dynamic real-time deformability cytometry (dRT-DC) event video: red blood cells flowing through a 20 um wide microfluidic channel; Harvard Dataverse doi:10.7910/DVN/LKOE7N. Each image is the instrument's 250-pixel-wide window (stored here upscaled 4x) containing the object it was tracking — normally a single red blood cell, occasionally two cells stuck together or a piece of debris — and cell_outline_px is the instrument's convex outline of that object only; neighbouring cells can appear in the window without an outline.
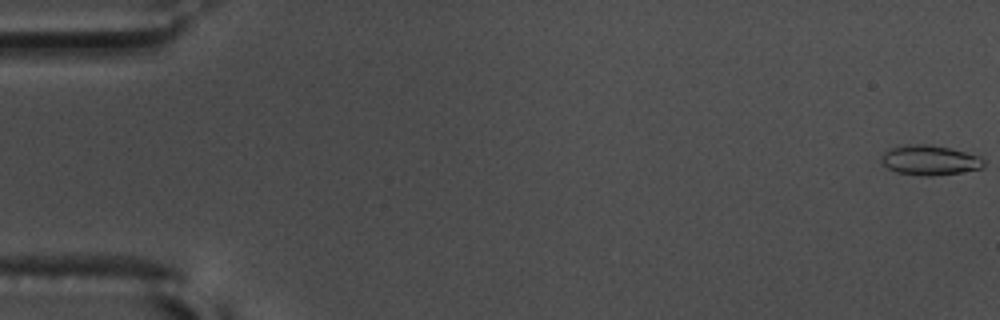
{"species": "common noctule bat (a hibernating species)", "species_latin": "Nyctalus noctula", "temperature_condition": "warm", "stored_images_in_passage": 58, "camera_frame_rate_fps": 3000, "um_per_image_px": 0.085, "animal": {"sex": "male", "body_mass_g": 17.5, "forearm_length_mm": 52.3}, "frame": {"image": 1, "passage_image": 1, "time_ms": 0.0, "image_size_px": [1000, 320], "cell_outline_px": [[984, 164], [980, 168], [960, 172], [936, 176], [920, 176], [896, 172], [888, 168], [880, 160], [880, 156], [884, 152], [892, 148], [908, 144], [924, 144], [952, 148], [980, 156], [984, 160]], "centroid_in_image_um": [79.01, 13.62], "position_along_channel_um": 6.0, "area_um2": 17.86}}
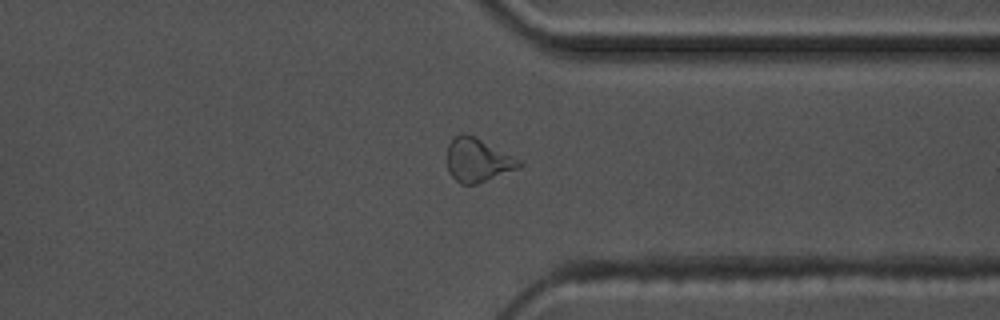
{"frame": {"image": 2, "passage_image": 45, "time_ms": 14.667, "image_size_px": [1000, 320], "cell_outline_px": [[524, 164], [520, 168], [476, 184], [460, 184], [448, 172], [448, 144], [460, 132], [464, 132], [476, 136], [524, 160]], "centroid_in_image_um": [40.67, 13.59], "position_along_channel_um": 370.7, "area_um2": 18.73}}
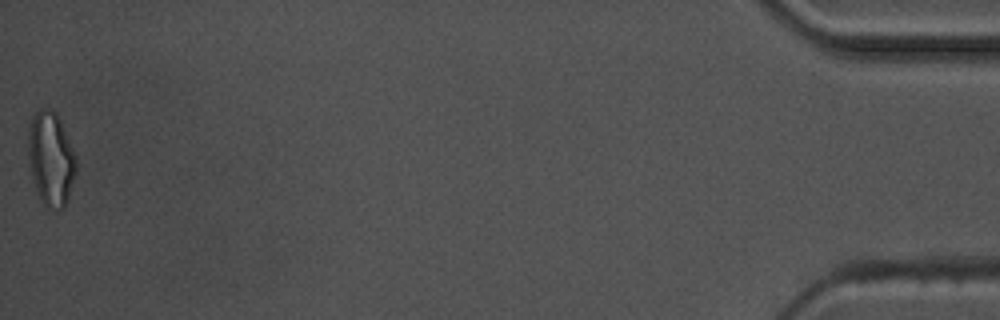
{"frame": {"image": 3, "passage_image": 58, "time_ms": 19.0, "image_size_px": [1000, 320], "cell_outline_px": [[76, 172], [68, 200], [64, 208], [56, 212], [48, 208], [40, 200], [32, 176], [28, 156], [28, 128], [32, 116], [40, 108], [52, 108], [56, 112], [60, 120], [76, 156]], "centroid_in_image_um": [4.33, 13.51], "position_along_channel_um": 430.9, "area_um2": 26.53}, "authors_computed_cell_mechanics": {"area_um2": 17.1955, "velocity_mm_per_s": 3.6144, "shape_relaxation_time_tau1_ms": 5.9166, "shape_relaxation_time_tau2_ms": 2.5397, "deformation_change_tau1": 0.1827, "deformation_change_tau2": 0.087}}